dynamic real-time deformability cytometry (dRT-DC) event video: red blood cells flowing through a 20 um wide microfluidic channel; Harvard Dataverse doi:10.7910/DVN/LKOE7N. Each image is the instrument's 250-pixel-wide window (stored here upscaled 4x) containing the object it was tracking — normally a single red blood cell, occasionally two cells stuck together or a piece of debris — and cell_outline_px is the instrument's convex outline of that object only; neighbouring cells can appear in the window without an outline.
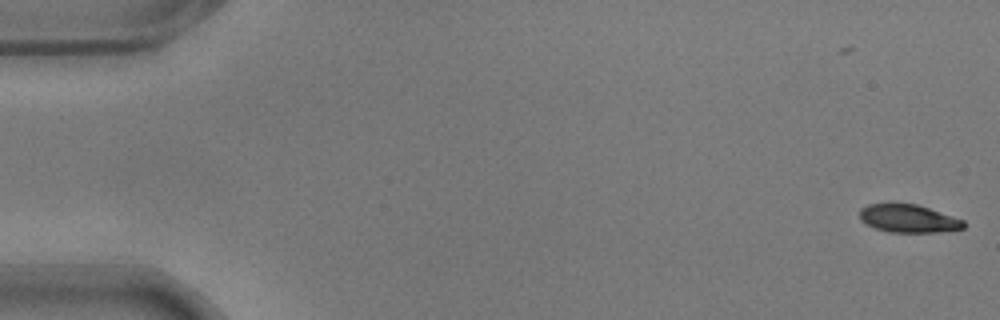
{"species": "common noctule bat (a hibernating species)", "species_latin": "Nyctalus noctula", "temperature_condition": "warm", "stored_images_in_passage": 57, "camera_frame_rate_fps": 3000, "um_per_image_px": 0.085, "animal": {"sex": "male", "body_mass_g": 17.9}, "frame": {"image": 1, "passage_image": 1, "time_ms": 0.0, "image_size_px": [1000, 320], "cell_outline_px": [[964, 228], [936, 232], [888, 232], [864, 224], [860, 220], [860, 208], [868, 204], [916, 204], [964, 220]], "centroid_in_image_um": [77.17, 18.58], "position_along_channel_um": 7.8, "area_um2": 16.76}}
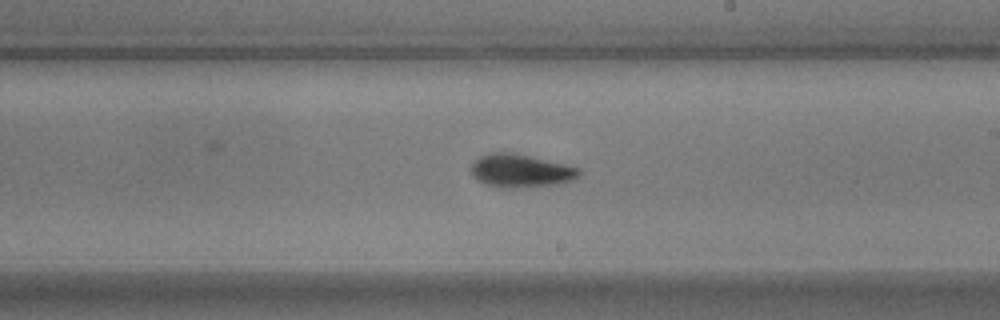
{"frame": {"image": 2, "passage_image": 33, "time_ms": 10.667, "image_size_px": [1000, 320], "cell_outline_px": [[580, 176], [564, 184], [520, 188], [500, 188], [484, 184], [476, 180], [472, 172], [472, 164], [480, 156], [488, 152], [516, 152], [580, 168]], "centroid_in_image_um": [44.28, 14.52], "position_along_channel_um": 244.7, "area_um2": 21.33}}
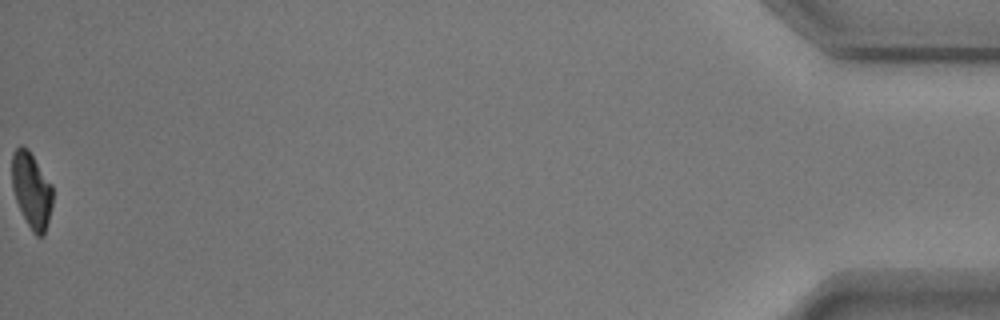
{"frame": {"image": 3, "passage_image": 57, "time_ms": 18.667, "image_size_px": [1000, 320], "cell_outline_px": [[52, 204], [44, 236], [36, 236], [32, 232], [16, 200], [12, 188], [12, 152], [20, 144], [28, 148], [52, 184]], "centroid_in_image_um": [2.68, 16.13], "position_along_channel_um": 432.5, "area_um2": 17.92}, "authors_computed_cell_mechanics": {"area_um2": 19.5364, "velocity_mm_per_s": 3.5754, "shape_relaxation_time_tau1_ms": 2.0853, "shape_relaxation_time_tau2_ms": 2.2566, "deformation_change_tau1": 0.1444, "deformation_change_tau2": 0.0814}}